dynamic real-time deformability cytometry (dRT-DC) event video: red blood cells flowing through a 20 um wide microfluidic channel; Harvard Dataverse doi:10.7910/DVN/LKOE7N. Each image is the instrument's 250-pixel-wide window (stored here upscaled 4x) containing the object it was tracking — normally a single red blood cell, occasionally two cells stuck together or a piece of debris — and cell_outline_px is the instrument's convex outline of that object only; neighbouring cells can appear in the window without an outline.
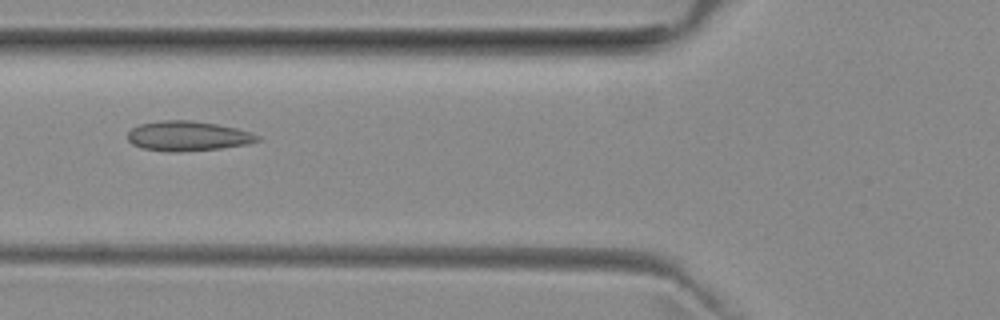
{"species": "common noctule bat (a hibernating species)", "species_latin": "Nyctalus noctula", "temperature_condition": "room temperature", "stored_images_in_passage": 45, "camera_frame_rate_fps": 3000, "um_per_image_px": 0.085, "animal": {"sex": "female", "body_mass_g": 29.2, "forearm_length_mm": 56.3}, "frame": {"image": 1, "passage_image": 13, "time_ms": 4.0, "image_size_px": [1000, 320], "cell_outline_px": [[260, 140], [248, 144], [220, 148], [176, 152], [168, 152], [140, 148], [132, 144], [128, 140], [128, 132], [132, 128], [140, 124], [164, 120], [192, 120], [216, 124], [236, 128], [260, 136]], "centroid_in_image_um": [15.93, 11.56], "position_along_channel_um": 109.9, "area_um2": 22.48}}
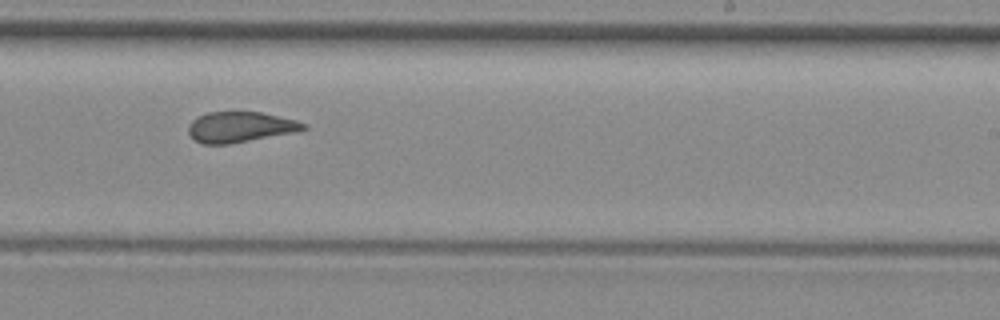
{"frame": {"image": 2, "passage_image": 25, "time_ms": 8.0, "image_size_px": [1000, 320], "cell_outline_px": [[308, 128], [292, 132], [228, 144], [200, 144], [188, 132], [188, 128], [192, 120], [208, 112], [260, 112], [296, 120], [308, 124]], "centroid_in_image_um": [20.41, 10.79], "position_along_channel_um": 268.6, "area_um2": 20.11}}
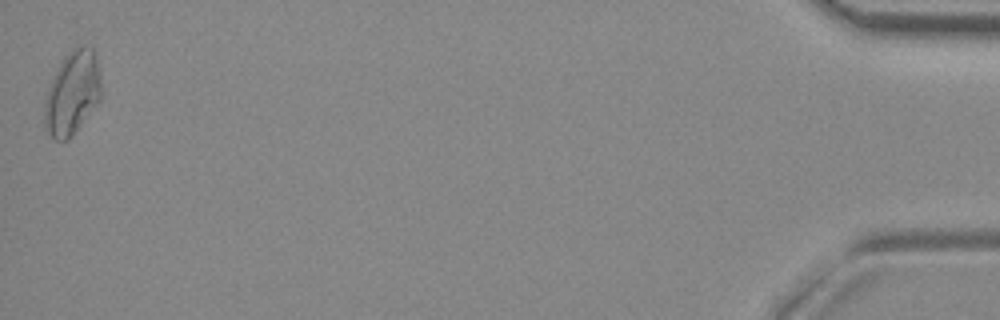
{"frame": {"image": 3, "passage_image": 45, "time_ms": 14.667, "image_size_px": [1000, 320], "cell_outline_px": [[100, 100], [76, 128], [64, 140], [56, 140], [44, 128], [44, 100], [48, 88], [60, 64], [68, 52], [72, 48], [84, 44], [92, 48], [96, 52], [100, 76]], "centroid_in_image_um": [6.14, 7.84], "position_along_channel_um": 429.1, "area_um2": 27.05}, "authors_computed_cell_mechanics": {"area_um2": 21.8484, "velocity_mm_per_s": 3.9783, "shape_relaxation_time_tau1_ms": null, "shape_relaxation_time_tau2_ms": 1.7831, "deformation_change_tau1": null, "deformation_change_tau2": 0.1052}}